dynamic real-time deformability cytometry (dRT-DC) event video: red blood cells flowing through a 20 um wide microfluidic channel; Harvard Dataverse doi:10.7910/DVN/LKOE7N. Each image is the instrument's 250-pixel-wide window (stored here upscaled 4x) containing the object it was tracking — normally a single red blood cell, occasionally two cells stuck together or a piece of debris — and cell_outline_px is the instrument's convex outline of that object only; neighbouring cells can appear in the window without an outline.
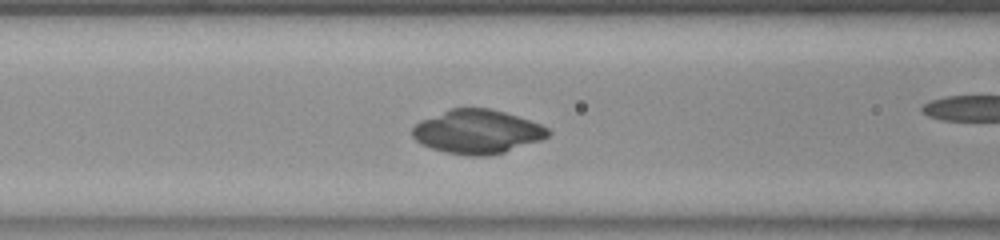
{"species": "common noctule bat (a hibernating species)", "species_latin": "Nyctalus noctula", "temperature_condition": "room temperature", "stored_images_in_passage": 30, "camera_frame_rate_fps": 3000, "um_per_image_px": 0.085, "animal": {"sex": "female", "body_mass_g": 23.0, "forearm_length_mm": 53.4}, "frame": {"image": 1, "passage_image": 10, "time_ms": 3.0, "image_size_px": [1000, 240], "cell_outline_px": [[552, 132], [548, 136], [540, 140], [504, 152], [488, 156], [468, 156], [444, 152], [420, 144], [412, 136], [412, 128], [420, 120], [452, 108], [492, 108], [540, 124], [548, 128]], "centroid_in_image_um": [40.54, 11.2], "position_along_channel_um": 126.1, "area_um2": 34.62}}
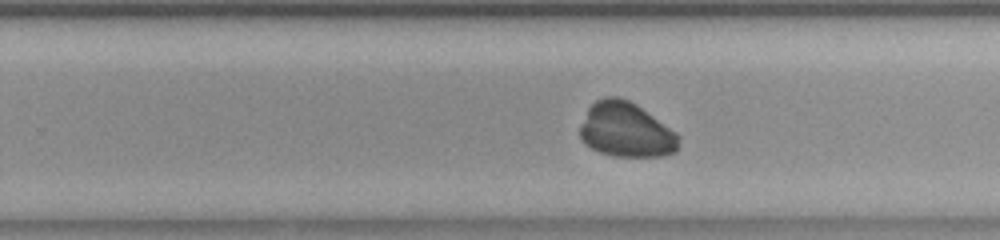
{"frame": {"image": 2, "passage_image": 22, "time_ms": 7.0, "image_size_px": [1000, 240], "cell_outline_px": [[680, 136], [676, 152], [660, 156], [612, 156], [600, 152], [584, 144], [580, 136], [580, 128], [588, 108], [596, 100], [604, 96], [616, 96], [628, 100], [636, 104], [676, 132]], "centroid_in_image_um": [53.21, 11.04], "position_along_channel_um": 276.6, "area_um2": 31.39}}
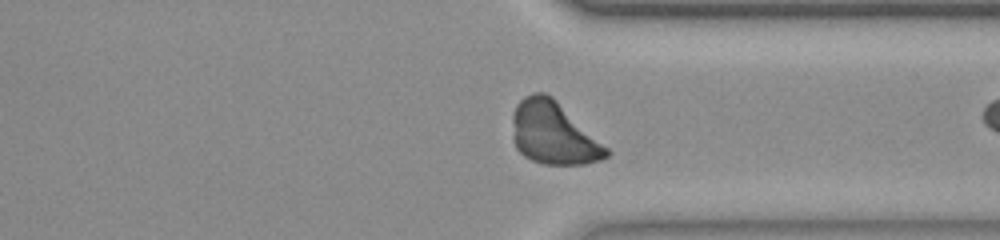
{"frame": {"image": 3, "passage_image": 29, "time_ms": 9.333, "image_size_px": [1000, 240], "cell_outline_px": [[612, 152], [608, 156], [600, 160], [584, 164], [544, 164], [532, 160], [524, 156], [516, 148], [512, 120], [512, 112], [516, 104], [524, 96], [532, 92], [544, 92], [552, 96], [608, 148]], "centroid_in_image_um": [47.03, 11.31], "position_along_channel_um": 364.4, "area_um2": 34.1}}